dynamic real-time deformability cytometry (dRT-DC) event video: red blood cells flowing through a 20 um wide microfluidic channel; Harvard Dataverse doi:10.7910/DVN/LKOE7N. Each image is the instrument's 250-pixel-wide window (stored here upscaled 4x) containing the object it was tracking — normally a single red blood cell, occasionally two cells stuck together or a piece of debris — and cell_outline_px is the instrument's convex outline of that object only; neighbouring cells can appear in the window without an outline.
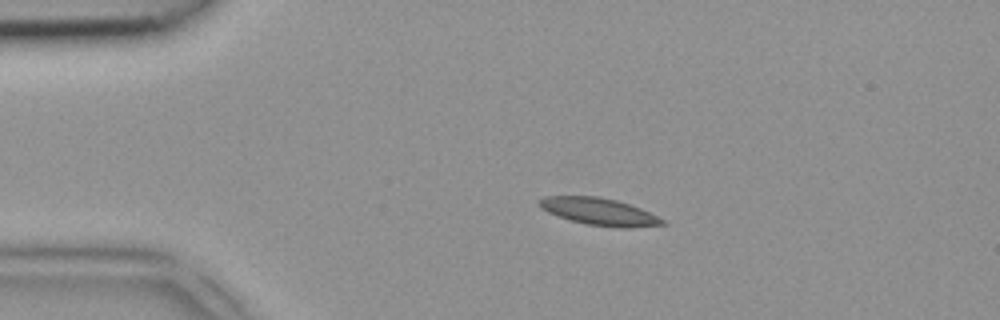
{"species": "common noctule bat (a hibernating species)", "species_latin": "Nyctalus noctula", "temperature_condition": "room temperature", "stored_images_in_passage": 38, "camera_frame_rate_fps": 3000, "um_per_image_px": 0.085, "animal": {"sex": "female", "body_mass_g": 18.4}, "frame": {"image": 1, "passage_image": 1, "time_ms": 0.0, "image_size_px": [1000, 320], "cell_outline_px": [[668, 224], [632, 228], [620, 228], [588, 224], [572, 220], [548, 212], [540, 208], [540, 200], [544, 196], [600, 196], [616, 200], [640, 208], [668, 220]], "centroid_in_image_um": [51.03, 17.99], "position_along_channel_um": 34.0, "area_um2": 19.48}}
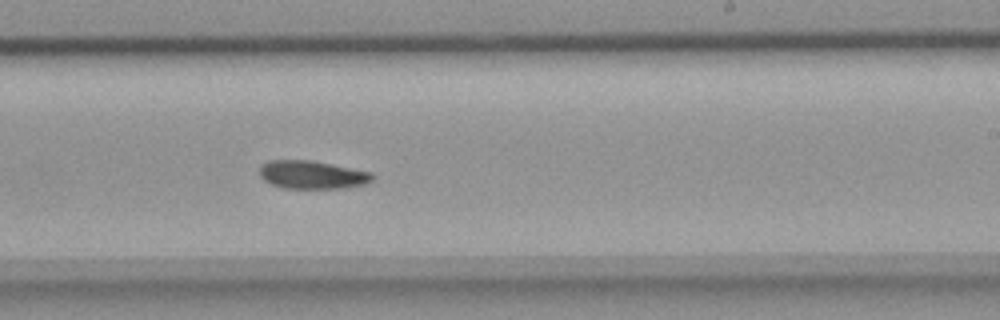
{"frame": {"image": 2, "passage_image": 20, "time_ms": 6.333, "image_size_px": [1000, 320], "cell_outline_px": [[376, 176], [372, 180], [364, 184], [348, 188], [284, 188], [272, 184], [264, 180], [260, 176], [260, 164], [268, 160], [312, 160], [372, 172]], "centroid_in_image_um": [26.54, 14.85], "position_along_channel_um": 262.5, "area_um2": 18.67}}
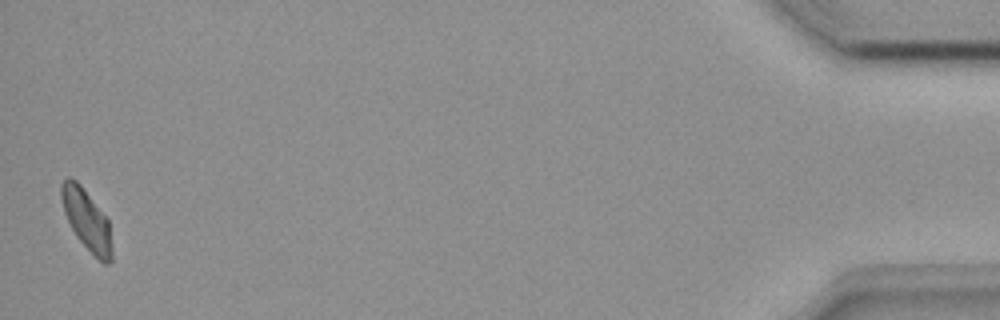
{"frame": {"image": 3, "passage_image": 38, "time_ms": 12.333, "image_size_px": [1000, 320], "cell_outline_px": [[112, 260], [108, 264], [104, 264], [76, 236], [64, 212], [60, 196], [60, 184], [68, 176], [76, 180], [80, 184], [108, 220], [112, 248]], "centroid_in_image_um": [7.35, 18.66], "position_along_channel_um": 427.8, "area_um2": 17.51}}